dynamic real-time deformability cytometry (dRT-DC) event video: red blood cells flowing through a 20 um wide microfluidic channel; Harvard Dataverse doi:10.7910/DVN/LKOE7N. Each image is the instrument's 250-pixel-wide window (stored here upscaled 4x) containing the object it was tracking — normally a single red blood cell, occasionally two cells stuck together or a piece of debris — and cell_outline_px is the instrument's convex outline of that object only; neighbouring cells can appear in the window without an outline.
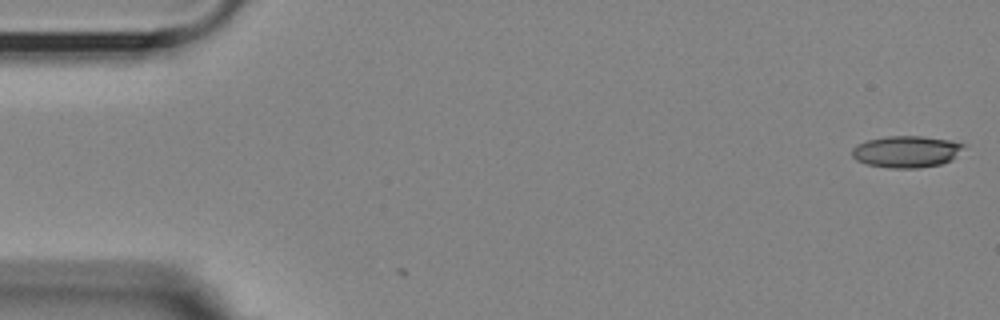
{"species": "Egyptian fruit bat (a non-hibernating species)", "species_latin": "Rousettus aegyptiacus", "temperature_condition": "room temperature", "stored_images_in_passage": 3, "camera_frame_rate_fps": 3000, "um_per_image_px": 0.085, "animal": {"sex": "female"}, "frame": {"image": 1, "passage_image": 1, "time_ms": 0.0, "image_size_px": [1000, 320], "cell_outline_px": [[968, 144], [952, 160], [940, 164], [916, 168], [888, 168], [868, 164], [856, 160], [852, 156], [852, 148], [856, 144], [868, 140], [888, 136], [924, 136], [948, 140]], "centroid_in_image_um": [77.06, 12.88], "position_along_channel_um": 7.9, "area_um2": 20.69}}